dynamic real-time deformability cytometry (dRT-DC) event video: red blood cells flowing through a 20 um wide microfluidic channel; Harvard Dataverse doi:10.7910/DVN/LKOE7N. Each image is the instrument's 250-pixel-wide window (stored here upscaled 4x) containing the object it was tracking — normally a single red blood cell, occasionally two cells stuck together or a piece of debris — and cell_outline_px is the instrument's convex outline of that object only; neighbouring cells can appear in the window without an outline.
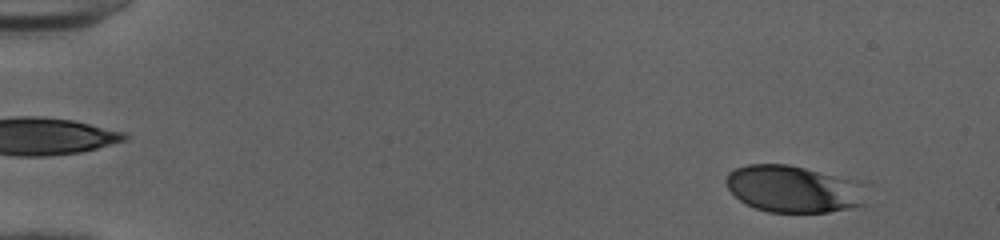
{"species": "human", "species_latin": "Homo sapiens", "temperature_condition": "cold", "stored_images_in_passage": 52, "camera_frame_rate_fps": 3000, "um_per_image_px": 0.085, "donor": {"sex": "female"}, "frame": {"image": 1, "passage_image": 5, "time_ms": 1.333, "image_size_px": [1000, 240], "cell_outline_px": [[868, 204], [852, 208], [828, 212], [768, 212], [756, 208], [740, 200], [728, 188], [724, 180], [728, 172], [736, 168], [748, 164], [788, 164], [856, 180], [860, 184]], "centroid_in_image_um": [67.45, 16.06], "position_along_channel_um": 17.6, "area_um2": 38.38}}
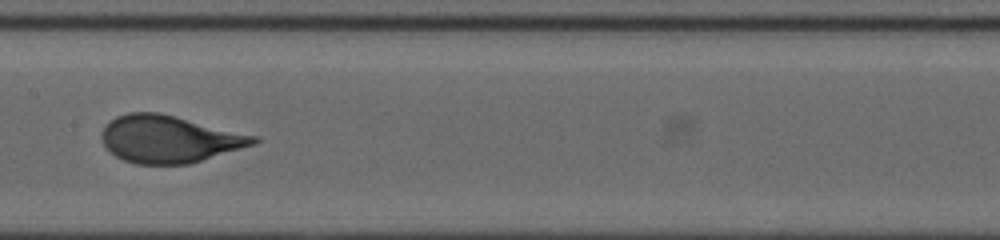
{"frame": {"image": 2, "passage_image": 28, "time_ms": 9.0, "image_size_px": [1000, 240], "cell_outline_px": [[260, 140], [256, 144], [188, 164], [136, 164], [124, 160], [116, 156], [104, 144], [100, 136], [100, 132], [116, 116], [128, 112], [160, 112], [260, 136]], "centroid_in_image_um": [14.42, 11.81], "position_along_channel_um": 193.0, "area_um2": 41.91}}
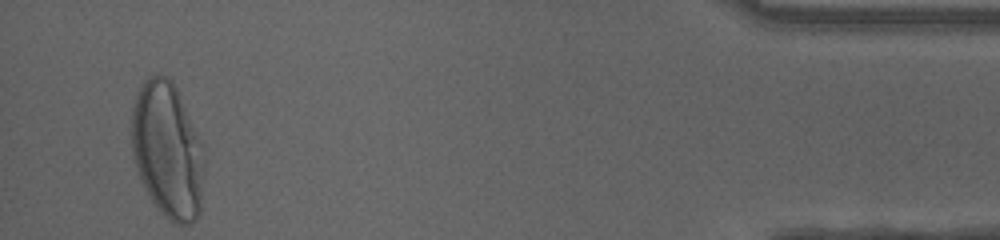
{"frame": {"image": 3, "passage_image": 50, "time_ms": 16.333, "image_size_px": [1000, 240], "cell_outline_px": [[204, 168], [200, 212], [196, 220], [188, 224], [176, 224], [168, 220], [160, 212], [144, 188], [136, 168], [132, 156], [132, 108], [136, 92], [144, 80], [148, 76], [156, 72], [172, 80], [204, 144]], "centroid_in_image_um": [14.24, 12.76], "position_along_channel_um": 421.0, "area_um2": 58.32}, "authors_computed_cell_mechanics": {"area_um2": 41.0091, "velocity_mm_per_s": 4.0065, "shape_relaxation_time_tau1_ms": 5.3421, "shape_relaxation_time_tau2_ms": null, "deformation_change_tau1": 0.2179, "deformation_change_tau2": null}}